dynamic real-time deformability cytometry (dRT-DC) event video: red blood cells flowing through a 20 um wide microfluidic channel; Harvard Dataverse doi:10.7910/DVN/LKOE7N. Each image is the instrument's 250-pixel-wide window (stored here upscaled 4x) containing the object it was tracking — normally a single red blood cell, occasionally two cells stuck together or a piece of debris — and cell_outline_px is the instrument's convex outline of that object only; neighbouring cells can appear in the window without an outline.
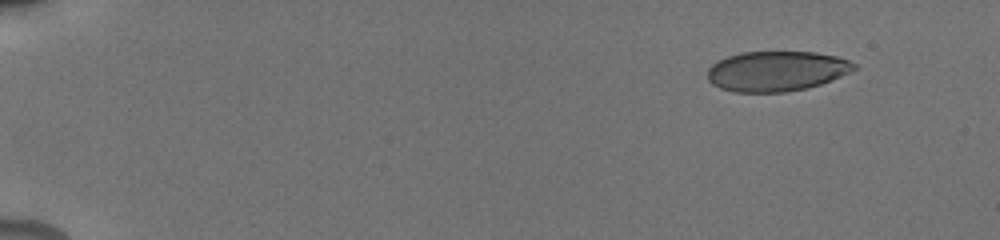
{"species": "human", "species_latin": "Homo sapiens", "temperature_condition": "cold", "stored_images_in_passage": 52, "camera_frame_rate_fps": 3000, "um_per_image_px": 0.085, "donor": {"sex": "male"}, "frame": {"image": 1, "passage_image": 1, "time_ms": 0.0, "image_size_px": [1000, 240], "cell_outline_px": [[856, 68], [840, 76], [820, 84], [804, 88], [784, 92], [732, 92], [720, 88], [712, 84], [708, 80], [708, 68], [712, 64], [728, 56], [740, 52], [816, 52], [836, 56], [848, 60], [856, 64]], "centroid_in_image_um": [65.97, 6.04], "position_along_channel_um": 19.0, "area_um2": 34.04}}
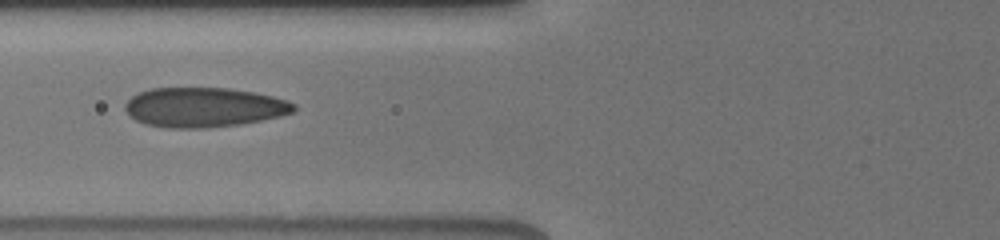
{"frame": {"image": 2, "passage_image": 39, "time_ms": 6.0, "image_size_px": [1000, 240], "cell_outline_px": [[296, 108], [292, 112], [280, 116], [240, 124], [208, 128], [168, 128], [144, 124], [136, 120], [124, 108], [124, 104], [132, 96], [140, 92], [152, 88], [228, 88], [252, 92], [272, 96], [288, 100], [296, 104]], "centroid_in_image_um": [17.33, 9.12], "position_along_channel_um": 108.5, "area_um2": 38.9}}
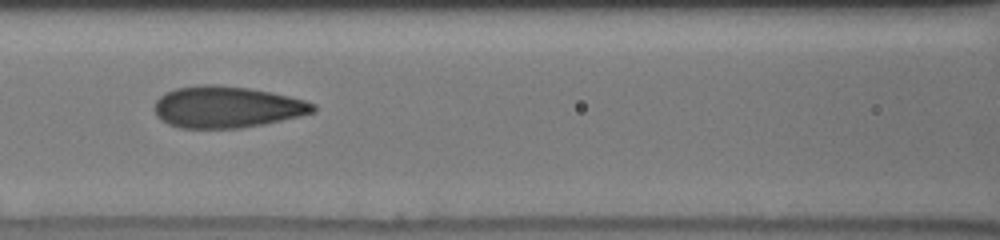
{"frame": {"image": 3, "passage_image": 46, "time_ms": 7.0, "image_size_px": [1000, 240], "cell_outline_px": [[316, 112], [300, 116], [264, 124], [240, 128], [180, 128], [168, 124], [160, 120], [156, 116], [152, 108], [156, 100], [164, 92], [176, 88], [204, 84], [216, 84], [248, 88], [288, 96], [304, 100], [316, 104]], "centroid_in_image_um": [19.24, 9.1], "position_along_channel_um": 147.4, "area_um2": 38.67}}